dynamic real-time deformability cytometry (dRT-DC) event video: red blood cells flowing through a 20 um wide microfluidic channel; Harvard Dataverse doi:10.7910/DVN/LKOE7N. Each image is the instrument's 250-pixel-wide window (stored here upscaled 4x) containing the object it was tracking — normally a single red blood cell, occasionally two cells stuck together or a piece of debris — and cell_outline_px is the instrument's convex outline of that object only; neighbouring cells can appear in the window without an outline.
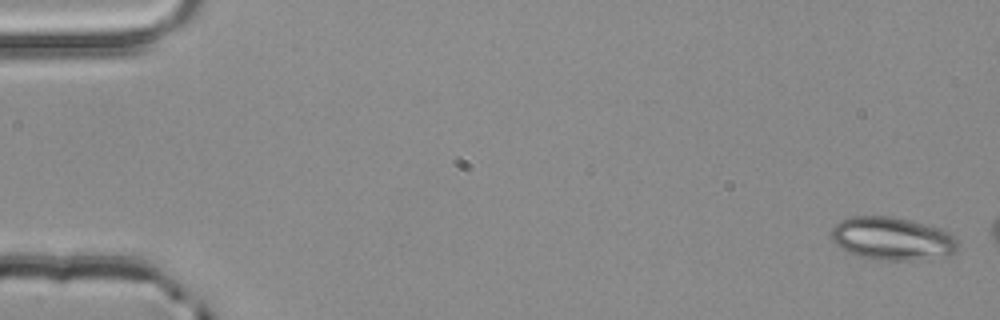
{"species": "common noctule bat (a hibernating species)", "species_latin": "Nyctalus noctula", "temperature_condition": "room temperature", "stored_images_in_passage": 3, "camera_frame_rate_fps": 3000, "um_per_image_px": 0.085, "animal": {"sex": "male", "body_mass_g": 20.4}, "frame": {"image": 1, "passage_image": 1, "time_ms": 0.0, "image_size_px": [1000, 320], "cell_outline_px": [[956, 252], [916, 260], [880, 260], [856, 256], [840, 248], [832, 240], [832, 228], [840, 220], [852, 216], [892, 216], [912, 220], [940, 228], [948, 232], [956, 240]], "centroid_in_image_um": [75.78, 20.27], "position_along_channel_um": 9.2, "area_um2": 31.56}}